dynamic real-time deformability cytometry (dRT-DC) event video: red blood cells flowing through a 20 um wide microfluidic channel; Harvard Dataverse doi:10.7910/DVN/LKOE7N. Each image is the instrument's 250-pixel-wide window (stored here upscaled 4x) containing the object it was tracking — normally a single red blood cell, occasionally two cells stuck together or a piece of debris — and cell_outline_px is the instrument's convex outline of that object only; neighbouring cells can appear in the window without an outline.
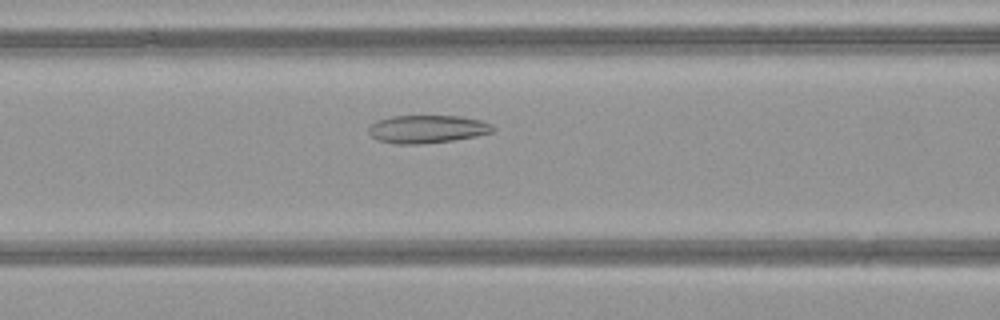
{"species": "common noctule bat (a hibernating species)", "species_latin": "Nyctalus noctula", "temperature_condition": "warm", "stored_images_in_passage": 46, "camera_frame_rate_fps": 3000, "um_per_image_px": 0.085, "animal": {"sex": "female", "body_mass_g": 21.9}, "frame": {"image": 1, "passage_image": 17, "time_ms": 5.333, "image_size_px": [1000, 320], "cell_outline_px": [[496, 128], [492, 132], [476, 136], [452, 140], [420, 144], [396, 144], [376, 140], [368, 132], [368, 128], [376, 120], [392, 116], [460, 116], [480, 120], [492, 124]], "centroid_in_image_um": [36.3, 10.97], "position_along_channel_um": 130.3, "area_um2": 20.29}}
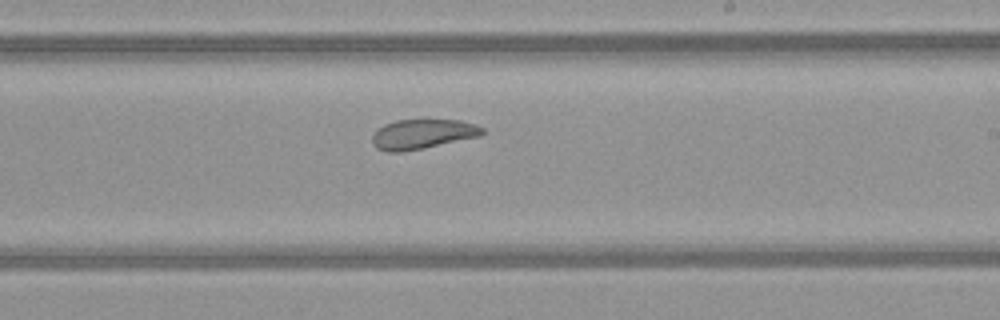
{"frame": {"image": 2, "passage_image": 26, "time_ms": 8.333, "image_size_px": [1000, 320], "cell_outline_px": [[484, 132], [480, 136], [424, 148], [400, 152], [388, 152], [376, 148], [372, 144], [372, 136], [384, 124], [396, 120], [460, 120], [476, 124], [484, 128]], "centroid_in_image_um": [35.92, 11.4], "position_along_channel_um": 253.1, "area_um2": 19.02}}
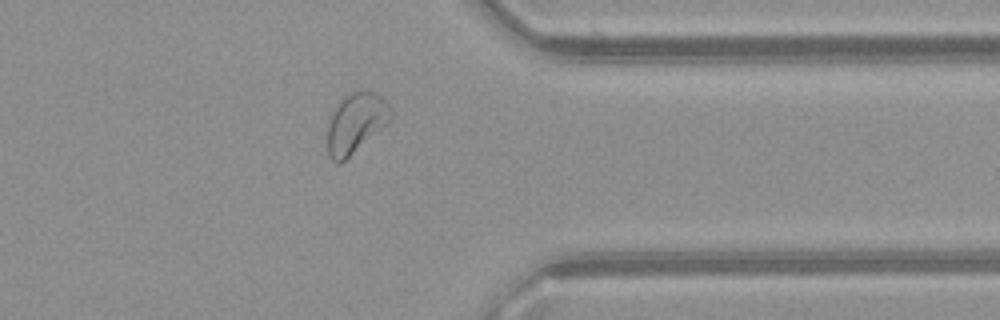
{"frame": {"image": 3, "passage_image": 36, "time_ms": 11.667, "image_size_px": [1000, 320], "cell_outline_px": [[392, 120], [388, 124], [340, 164], [336, 164], [328, 156], [328, 120], [336, 104], [344, 96], [352, 92], [368, 88], [376, 92], [392, 108]], "centroid_in_image_um": [30.26, 10.43], "position_along_channel_um": 381.1, "area_um2": 22.6}, "authors_computed_cell_mechanics": {"area_um2": 23.4379, "velocity_mm_per_s": 4.0994, "shape_relaxation_time_tau1_ms": null, "shape_relaxation_time_tau2_ms": 2.418, "deformation_change_tau1": null, "deformation_change_tau2": 0.09}}